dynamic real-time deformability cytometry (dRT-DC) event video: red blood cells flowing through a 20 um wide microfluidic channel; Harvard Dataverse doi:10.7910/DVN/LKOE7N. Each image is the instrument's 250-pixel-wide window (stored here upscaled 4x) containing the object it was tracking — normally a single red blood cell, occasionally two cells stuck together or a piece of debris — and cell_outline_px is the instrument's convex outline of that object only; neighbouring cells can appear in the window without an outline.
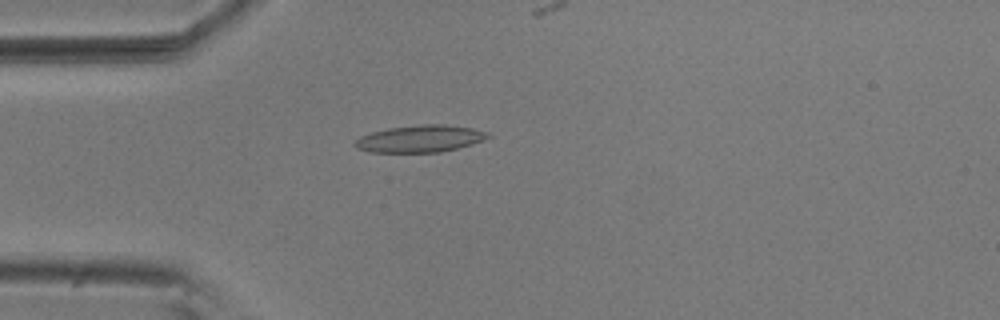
{"species": "common noctule bat (a hibernating species)", "species_latin": "Nyctalus noctula", "temperature_condition": "room temperature", "stored_images_in_passage": 36, "camera_frame_rate_fps": 3000, "um_per_image_px": 0.085, "animal": {"sex": "male", "body_mass_g": 20.5, "forearm_length_mm": 52.5}, "frame": {"image": 1, "passage_image": 3, "time_ms": 0.667, "image_size_px": [1000, 320], "cell_outline_px": [[492, 136], [484, 140], [472, 144], [440, 152], [368, 152], [356, 148], [352, 144], [360, 136], [372, 132], [388, 128], [424, 124], [444, 124], [472, 128], [488, 132]], "centroid_in_image_um": [35.7, 11.79], "position_along_channel_um": 49.3, "area_um2": 20.98}}
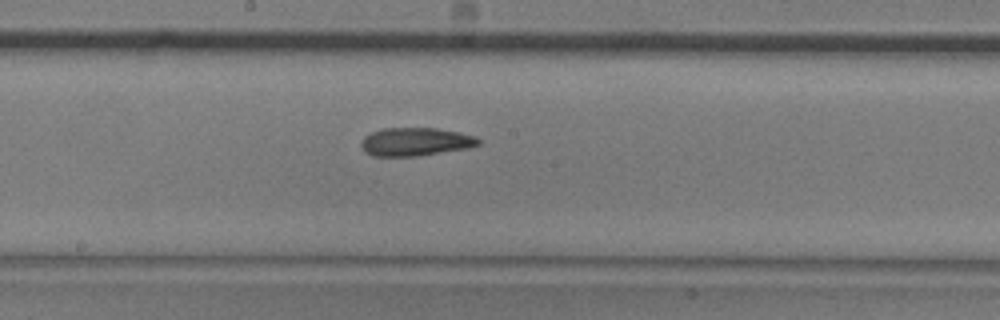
{"frame": {"image": 2, "passage_image": 17, "time_ms": 5.333, "image_size_px": [1000, 320], "cell_outline_px": [[480, 144], [468, 148], [420, 156], [372, 156], [364, 152], [360, 144], [364, 136], [372, 132], [384, 128], [436, 128], [460, 132], [476, 136], [480, 140]], "centroid_in_image_um": [35.32, 12.05], "position_along_channel_um": 212.9, "area_um2": 19.48}}
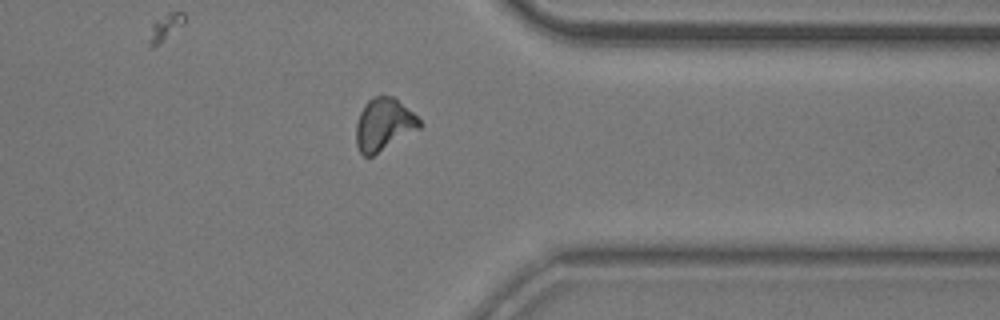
{"frame": {"image": 3, "passage_image": 31, "time_ms": 10.0, "image_size_px": [1000, 320], "cell_outline_px": [[424, 124], [420, 128], [372, 156], [364, 156], [360, 152], [356, 144], [356, 124], [360, 112], [364, 104], [368, 100], [376, 96], [392, 96], [412, 112]], "centroid_in_image_um": [32.61, 10.58], "position_along_channel_um": 378.8, "area_um2": 19.13}}